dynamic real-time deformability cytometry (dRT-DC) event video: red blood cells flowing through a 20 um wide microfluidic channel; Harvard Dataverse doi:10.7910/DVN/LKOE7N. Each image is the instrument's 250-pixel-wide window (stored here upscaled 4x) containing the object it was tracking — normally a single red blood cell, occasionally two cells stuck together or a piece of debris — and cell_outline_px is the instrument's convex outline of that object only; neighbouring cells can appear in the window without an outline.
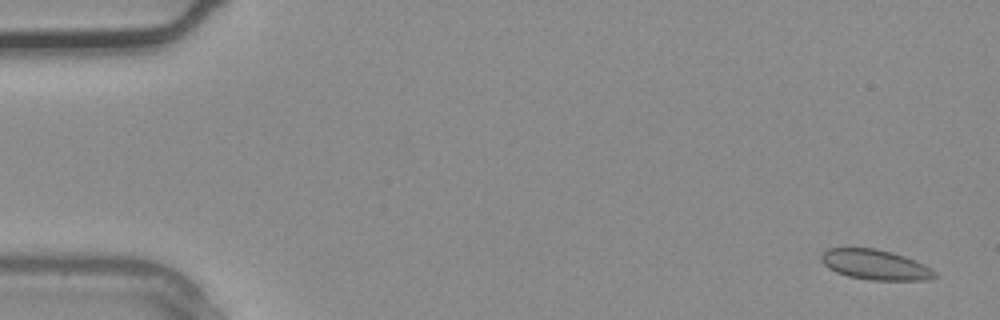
{"species": "common noctule bat (a hibernating species)", "species_latin": "Nyctalus noctula", "temperature_condition": "warm", "stored_images_in_passage": 4, "camera_frame_rate_fps": 3000, "um_per_image_px": 0.085, "animal": {"sex": "male", "body_mass_g": 20.4}, "frame": {"image": 1, "passage_image": 1, "time_ms": 0.0, "image_size_px": [1000, 320], "cell_outline_px": [[936, 276], [924, 280], [872, 280], [848, 276], [836, 272], [828, 268], [820, 260], [820, 256], [828, 248], [876, 248], [892, 252], [916, 260], [932, 268], [936, 272]], "centroid_in_image_um": [74.39, 22.49], "position_along_channel_um": 10.6, "area_um2": 19.94}}